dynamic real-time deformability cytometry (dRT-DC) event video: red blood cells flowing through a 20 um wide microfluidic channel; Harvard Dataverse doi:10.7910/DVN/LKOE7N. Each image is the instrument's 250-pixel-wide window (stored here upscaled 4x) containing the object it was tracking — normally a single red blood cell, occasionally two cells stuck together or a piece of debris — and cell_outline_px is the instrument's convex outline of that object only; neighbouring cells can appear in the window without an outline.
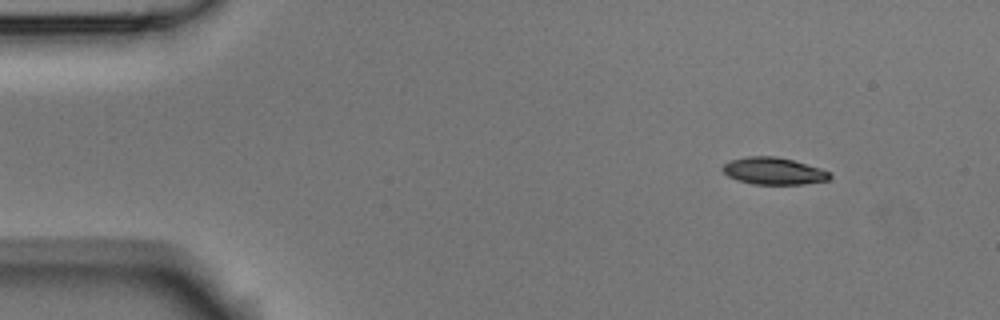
{"species": "Egyptian fruit bat (a non-hibernating species)", "species_latin": "Rousettus aegyptiacus", "temperature_condition": "room temperature", "stored_images_in_passage": 4, "camera_frame_rate_fps": 3000, "um_per_image_px": 0.085, "animal": {"sex": "male"}, "frame": {"image": 1, "passage_image": 1, "time_ms": 0.0, "image_size_px": [1000, 320], "cell_outline_px": [[832, 176], [828, 180], [804, 184], [752, 184], [736, 180], [728, 176], [720, 168], [728, 160], [748, 156], [776, 156], [792, 160], [820, 168], [832, 172]], "centroid_in_image_um": [65.74, 14.53], "position_along_channel_um": 19.3, "area_um2": 17.05}}
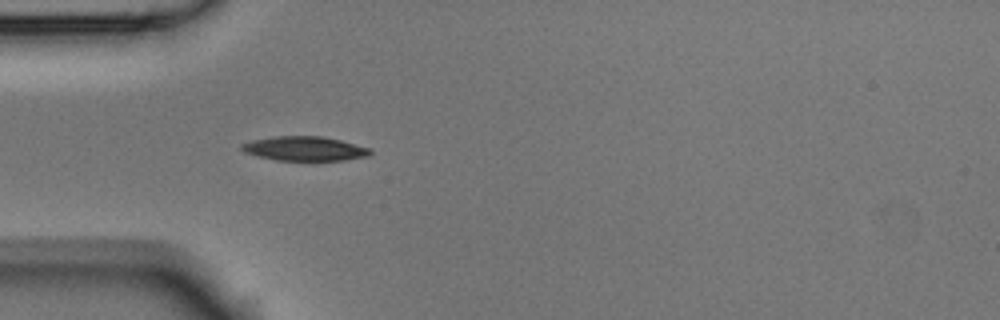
{"frame": {"image": 2, "passage_image": 4, "time_ms": 1.0, "image_size_px": [1000, 320], "cell_outline_px": [[372, 152], [368, 156], [344, 160], [276, 160], [256, 156], [244, 152], [240, 148], [240, 144], [252, 140], [272, 136], [324, 136], [372, 148]], "centroid_in_image_um": [25.88, 12.62], "position_along_channel_um": 59.1, "area_um2": 18.38}}